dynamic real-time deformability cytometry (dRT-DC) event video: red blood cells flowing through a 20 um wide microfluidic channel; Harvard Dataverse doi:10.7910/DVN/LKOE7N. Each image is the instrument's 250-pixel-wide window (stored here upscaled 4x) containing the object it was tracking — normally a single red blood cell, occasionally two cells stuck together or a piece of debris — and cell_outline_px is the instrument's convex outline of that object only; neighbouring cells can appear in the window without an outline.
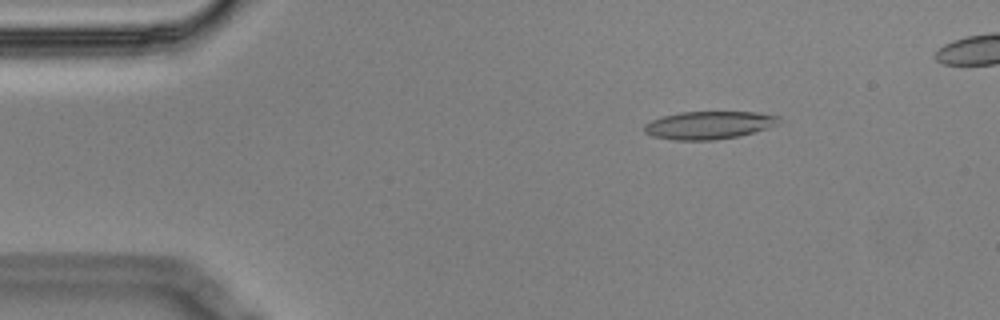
{"species": "Egyptian fruit bat (a non-hibernating species)", "species_latin": "Rousettus aegyptiacus", "temperature_condition": "cold", "stored_images_in_passage": 4, "camera_frame_rate_fps": 3000, "um_per_image_px": 0.085, "animal": {"sex": "male"}, "frame": {"image": 1, "passage_image": 1, "time_ms": 0.0, "image_size_px": [1000, 320], "cell_outline_px": [[780, 124], [756, 132], [740, 136], [712, 140], [672, 140], [652, 136], [644, 132], [644, 124], [660, 116], [680, 112], [756, 112], [780, 116]], "centroid_in_image_um": [60.27, 10.64], "position_along_channel_um": 24.7, "area_um2": 22.14}}